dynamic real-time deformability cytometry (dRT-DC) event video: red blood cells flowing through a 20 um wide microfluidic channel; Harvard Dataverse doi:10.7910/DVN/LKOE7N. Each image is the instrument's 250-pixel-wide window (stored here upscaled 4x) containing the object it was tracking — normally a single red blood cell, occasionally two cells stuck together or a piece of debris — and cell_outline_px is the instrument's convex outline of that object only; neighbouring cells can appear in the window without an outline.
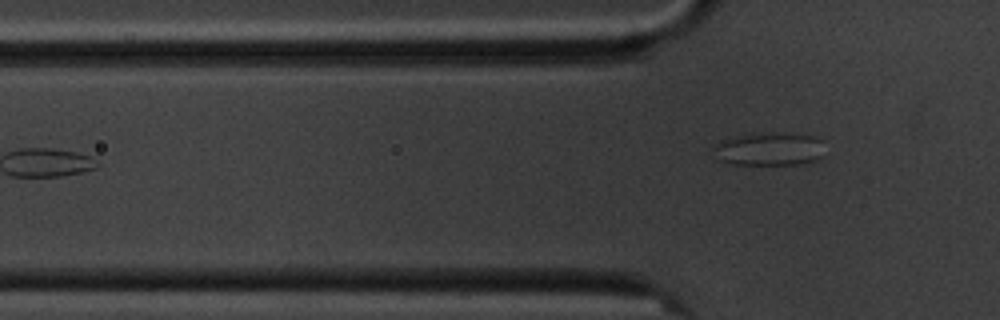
{"species": "common noctule bat (a hibernating species)", "species_latin": "Nyctalus noctula", "temperature_condition": "cold", "stored_images_in_passage": 6, "segment_of_instrument_passage": [2, 2], "camera_frame_rate_fps": 3000, "um_per_image_px": 0.085, "animal": {"sex": "male", "body_mass_g": 20.1, "forearm_length_mm": 53.5}, "frame": {"image": 1, "passage_image": 6, "time_ms": 7.0, "image_size_px": [1000, 320], "cell_outline_px": [[824, 156], [816, 160], [804, 164], [732, 164], [716, 160], [712, 148], [712, 144], [720, 140], [752, 132], [772, 132], [812, 136], [824, 140]], "centroid_in_image_um": [65.36, 12.66], "position_along_channel_um": 60.4, "area_um2": 22.25}}